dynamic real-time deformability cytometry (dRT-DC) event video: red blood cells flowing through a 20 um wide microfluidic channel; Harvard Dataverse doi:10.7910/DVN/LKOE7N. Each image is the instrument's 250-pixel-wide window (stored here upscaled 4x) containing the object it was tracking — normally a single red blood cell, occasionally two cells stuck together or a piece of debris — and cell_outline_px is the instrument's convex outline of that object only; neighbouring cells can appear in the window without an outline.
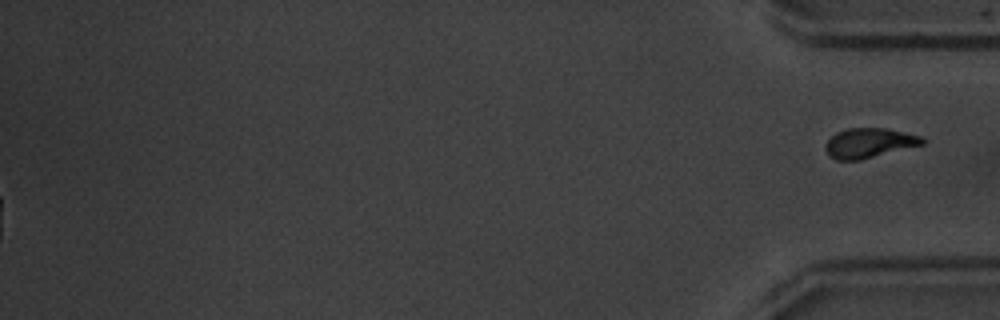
{"species": "common noctule bat (a hibernating species)", "species_latin": "Nyctalus noctula", "temperature_condition": "warm", "stored_images_in_passage": 55, "segment_of_instrument_passage": [2, 2], "camera_frame_rate_fps": 3000, "um_per_image_px": 0.085, "animal": {"sex": "male", "body_mass_g": 20.1, "forearm_length_mm": 53.5}, "frame": {"image": 1, "passage_image": 55, "time_ms": 18.0, "image_size_px": [1000, 320], "cell_outline_px": [[924, 144], [860, 160], [836, 160], [828, 156], [824, 148], [828, 140], [836, 132], [848, 128], [884, 128], [920, 136], [924, 140]], "centroid_in_image_um": [73.82, 12.16], "position_along_channel_um": 361.4, "area_um2": 16.65}}